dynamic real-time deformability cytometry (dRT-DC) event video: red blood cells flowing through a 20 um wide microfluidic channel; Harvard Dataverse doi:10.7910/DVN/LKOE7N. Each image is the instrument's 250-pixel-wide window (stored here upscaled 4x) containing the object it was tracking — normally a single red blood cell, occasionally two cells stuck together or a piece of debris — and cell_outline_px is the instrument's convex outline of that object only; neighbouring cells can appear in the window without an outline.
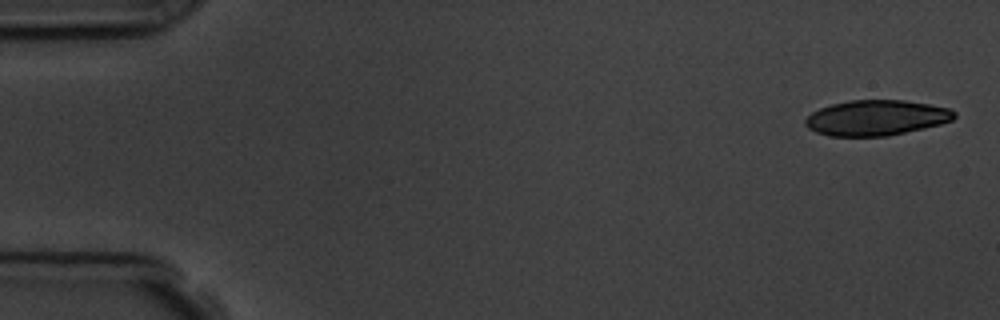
{"species": "common noctule bat (a hibernating species)", "species_latin": "Nyctalus noctula", "temperature_condition": "room temperature", "stored_images_in_passage": 5, "camera_frame_rate_fps": 3000, "um_per_image_px": 0.085, "animal": {"sex": "male", "body_mass_g": 19.5, "forearm_length_mm": 54.6}, "frame": {"image": 1, "passage_image": 1, "time_ms": 0.0, "image_size_px": [1000, 320], "cell_outline_px": [[956, 116], [952, 120], [940, 124], [924, 128], [888, 136], [828, 136], [816, 132], [808, 128], [804, 124], [804, 120], [812, 112], [820, 108], [832, 104], [852, 100], [904, 100], [928, 104], [948, 108], [956, 112]], "centroid_in_image_um": [74.47, 10.02], "position_along_channel_um": 10.5, "area_um2": 30.69}}